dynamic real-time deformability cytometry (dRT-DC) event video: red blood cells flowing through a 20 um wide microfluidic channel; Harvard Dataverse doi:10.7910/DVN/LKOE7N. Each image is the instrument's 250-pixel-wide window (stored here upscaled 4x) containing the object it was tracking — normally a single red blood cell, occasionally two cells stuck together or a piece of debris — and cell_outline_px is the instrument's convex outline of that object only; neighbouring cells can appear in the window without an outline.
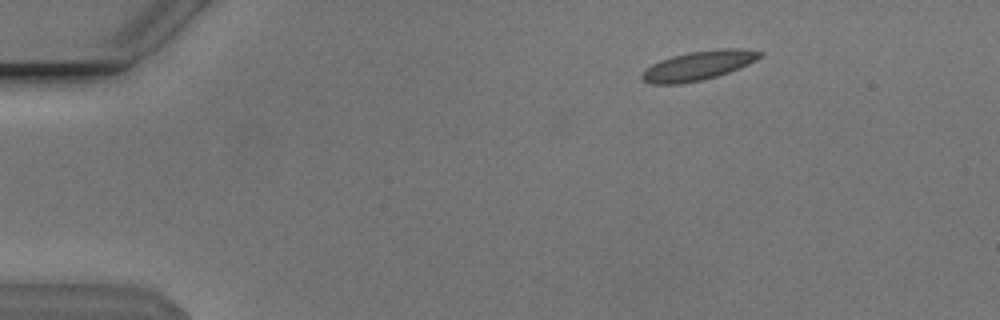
{"species": "Egyptian fruit bat (a non-hibernating species)", "species_latin": "Rousettus aegyptiacus", "temperature_condition": "cold", "stored_images_in_passage": 47, "camera_frame_rate_fps": 3000, "um_per_image_px": 0.085, "animal": {"sex": "male"}, "frame": {"image": 1, "passage_image": 1, "time_ms": 0.0, "image_size_px": [1000, 320], "cell_outline_px": [[764, 52], [756, 60], [748, 64], [728, 72], [716, 76], [700, 80], [680, 84], [652, 84], [644, 80], [640, 76], [652, 64], [660, 60], [672, 56], [688, 52], [716, 48], [740, 48]], "centroid_in_image_um": [59.37, 5.55], "position_along_channel_um": 25.6, "area_um2": 19.88}}
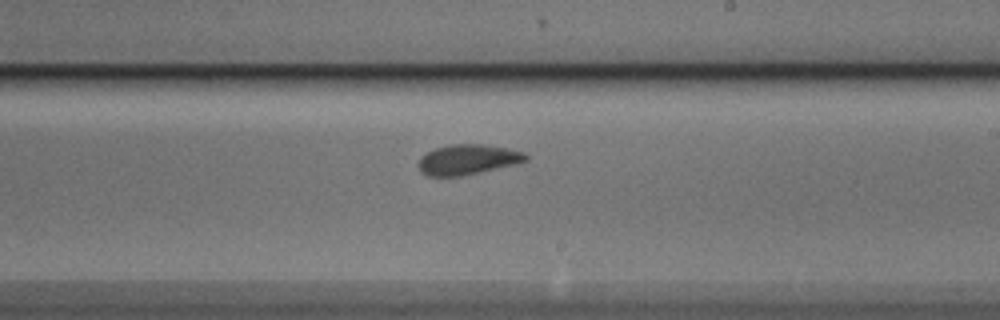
{"frame": {"image": 2, "passage_image": 25, "time_ms": 8.0, "image_size_px": [1000, 320], "cell_outline_px": [[528, 160], [516, 164], [460, 176], [428, 176], [420, 172], [416, 164], [420, 156], [436, 148], [448, 144], [484, 144], [524, 152], [528, 156]], "centroid_in_image_um": [39.71, 13.56], "position_along_channel_um": 249.3, "area_um2": 18.9}}
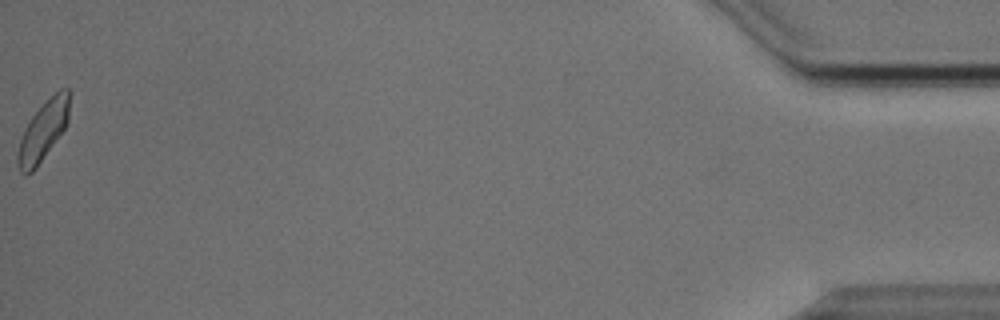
{"frame": {"image": 3, "passage_image": 47, "time_ms": 15.333, "image_size_px": [1000, 320], "cell_outline_px": [[68, 124], [36, 168], [32, 172], [24, 176], [20, 172], [16, 160], [16, 156], [20, 140], [24, 128], [32, 116], [60, 88], [68, 88]], "centroid_in_image_um": [3.63, 11.19], "position_along_channel_um": 431.6, "area_um2": 17.63}, "authors_computed_cell_mechanics": {"area_um2": 18.6694, "velocity_mm_per_s": 3.8045, "shape_relaxation_time_tau1_ms": 2.1972, "shape_relaxation_time_tau2_ms": 0.9489, "deformation_change_tau1": 0.1029, "deformation_change_tau2": 0.0599}}